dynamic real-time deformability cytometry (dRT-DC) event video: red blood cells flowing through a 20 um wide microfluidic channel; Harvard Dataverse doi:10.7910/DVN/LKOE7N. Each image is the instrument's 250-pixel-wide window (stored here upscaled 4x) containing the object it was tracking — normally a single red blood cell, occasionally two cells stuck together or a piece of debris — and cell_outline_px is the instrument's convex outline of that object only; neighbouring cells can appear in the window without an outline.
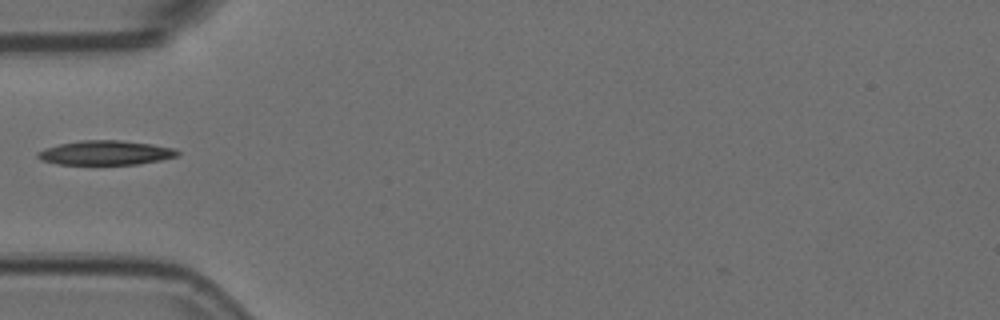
{"species": "Egyptian fruit bat (a non-hibernating species)", "species_latin": "Rousettus aegyptiacus", "temperature_condition": "room temperature", "stored_images_in_passage": 19, "camera_frame_rate_fps": 3000, "um_per_image_px": 0.085, "animal": {"sex": "female"}, "frame": {"image": 1, "passage_image": 1, "time_ms": 0.0, "image_size_px": [1000, 320], "cell_outline_px": [[180, 152], [176, 156], [160, 160], [140, 164], [56, 164], [40, 160], [36, 156], [36, 152], [44, 148], [60, 144], [80, 140], [120, 140], [152, 144], [176, 148]], "centroid_in_image_um": [8.95, 12.98], "position_along_channel_um": 76.0, "area_um2": 19.94}}
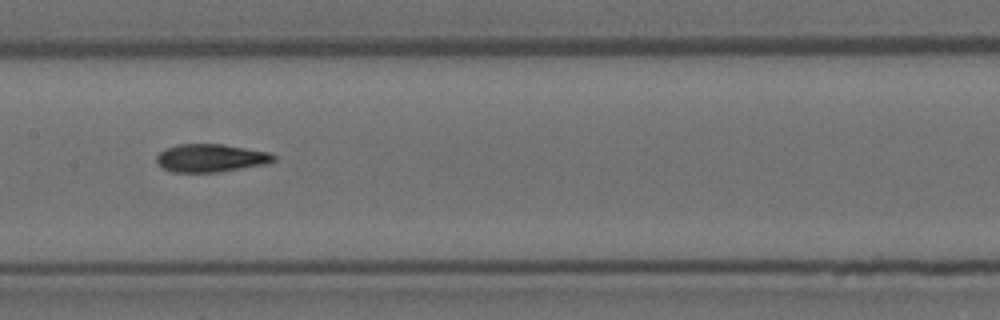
{"frame": {"image": 2, "passage_image": 10, "time_ms": 3.0, "image_size_px": [1000, 320], "cell_outline_px": [[276, 160], [268, 164], [216, 172], [172, 172], [164, 168], [156, 160], [156, 156], [164, 148], [176, 144], [224, 144], [268, 152], [276, 156]], "centroid_in_image_um": [17.92, 13.42], "position_along_channel_um": 189.5, "area_um2": 19.13}}
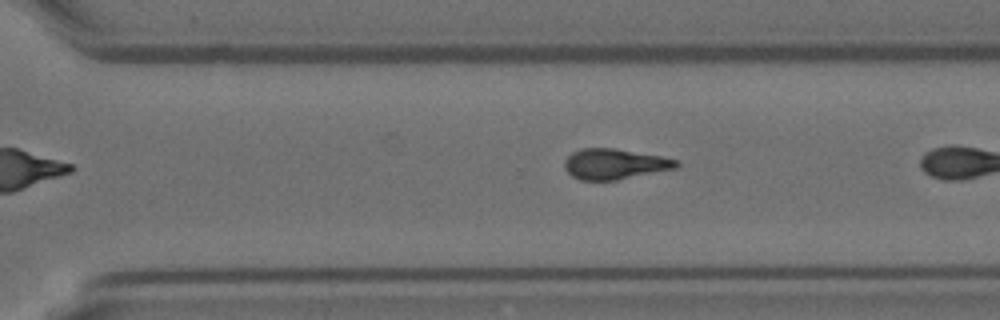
{"frame": {"image": 3, "passage_image": 18, "time_ms": 5.667, "image_size_px": [1000, 320], "cell_outline_px": [[680, 164], [676, 168], [616, 180], [580, 180], [572, 176], [564, 168], [564, 160], [572, 152], [580, 148], [616, 148], [660, 156], [680, 160]], "centroid_in_image_um": [52.23, 13.93], "position_along_channel_um": 318.4, "area_um2": 19.94}}